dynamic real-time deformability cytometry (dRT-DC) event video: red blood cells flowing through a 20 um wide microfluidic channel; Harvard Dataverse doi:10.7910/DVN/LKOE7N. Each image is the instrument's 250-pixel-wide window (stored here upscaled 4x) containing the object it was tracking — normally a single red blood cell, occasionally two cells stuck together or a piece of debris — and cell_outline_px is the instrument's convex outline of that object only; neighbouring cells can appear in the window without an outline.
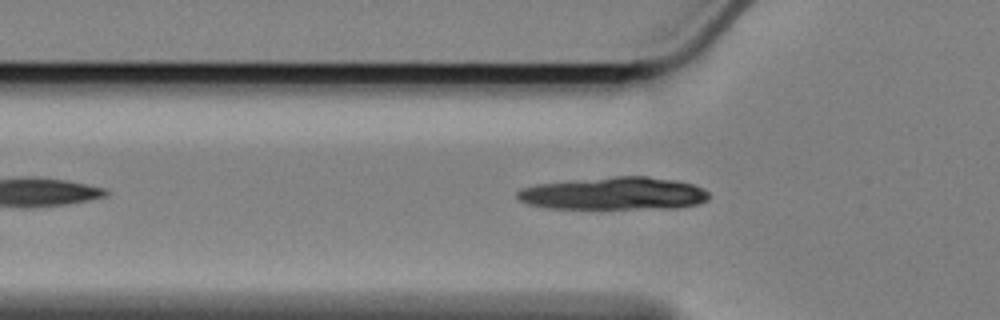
{"species": "Egyptian fruit bat (a non-hibernating species)", "species_latin": "Rousettus aegyptiacus", "temperature_condition": "cold", "stored_images_in_passage": 48, "camera_frame_rate_fps": 3000, "um_per_image_px": 0.085, "animal": {"sex": "female"}, "frame": {"image": 1, "passage_image": 9, "time_ms": 2.667, "image_size_px": [1000, 320], "cell_outline_px": [[708, 200], [696, 204], [672, 208], [544, 208], [528, 204], [516, 200], [516, 192], [520, 188], [536, 184], [616, 176], [648, 176], [676, 180], [692, 184], [708, 192]], "centroid_in_image_um": [52.13, 16.45], "position_along_channel_um": 73.7, "area_um2": 36.41}}
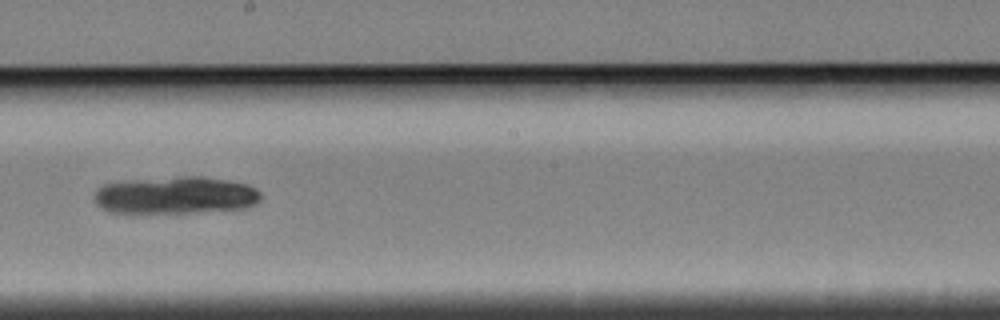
{"frame": {"image": 2, "passage_image": 23, "time_ms": 7.333, "image_size_px": [1000, 320], "cell_outline_px": [[260, 200], [256, 204], [244, 208], [192, 212], [108, 212], [100, 208], [96, 204], [96, 188], [104, 184], [132, 180], [180, 176], [204, 176], [228, 180], [248, 184], [256, 188], [260, 192]], "centroid_in_image_um": [14.95, 16.58], "position_along_channel_um": 233.3, "area_um2": 36.13}}
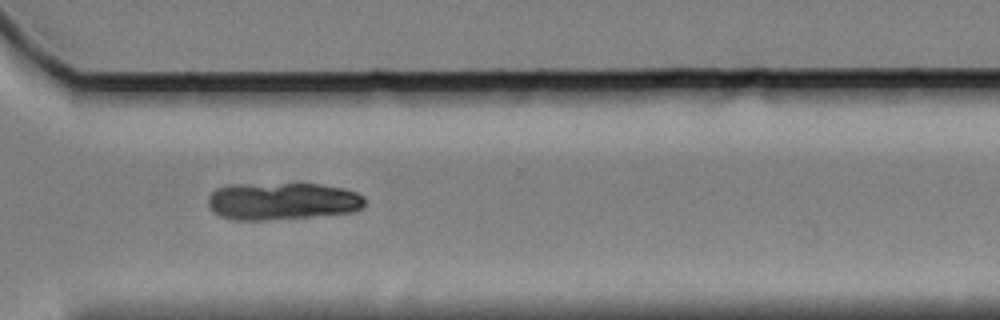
{"frame": {"image": 3, "passage_image": 33, "time_ms": 10.667, "image_size_px": [1000, 320], "cell_outline_px": [[364, 204], [360, 208], [352, 212], [312, 216], [268, 220], [232, 220], [220, 216], [212, 212], [208, 204], [208, 196], [216, 188], [232, 184], [320, 184], [344, 188], [356, 192], [364, 196]], "centroid_in_image_um": [23.95, 17.1], "position_along_channel_um": 346.7, "area_um2": 34.22}}